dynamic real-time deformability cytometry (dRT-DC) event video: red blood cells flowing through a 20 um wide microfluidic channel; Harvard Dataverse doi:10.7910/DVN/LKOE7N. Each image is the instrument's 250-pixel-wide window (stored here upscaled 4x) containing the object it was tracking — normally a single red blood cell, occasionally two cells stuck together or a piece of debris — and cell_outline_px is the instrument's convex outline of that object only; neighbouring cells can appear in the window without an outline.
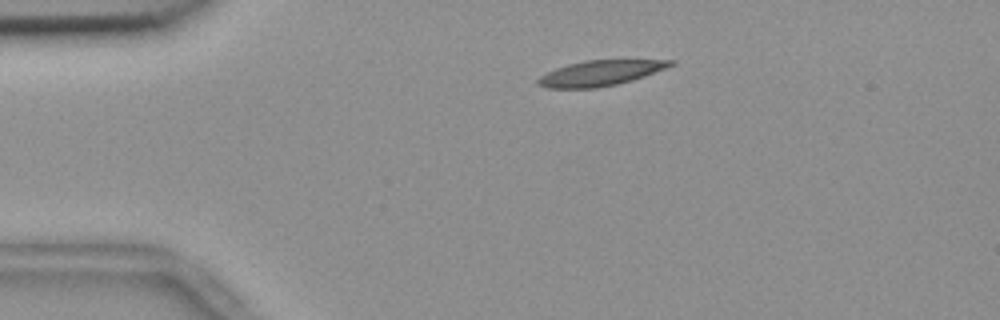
{"species": "common noctule bat (a hibernating species)", "species_latin": "Nyctalus noctula", "temperature_condition": "room temperature", "stored_images_in_passage": 54, "camera_frame_rate_fps": 3000, "um_per_image_px": 0.085, "animal": {"sex": "female", "body_mass_g": 18.4}, "frame": {"image": 1, "passage_image": 10, "time_ms": 3.0, "image_size_px": [1000, 320], "cell_outline_px": [[676, 64], [644, 76], [632, 80], [616, 84], [596, 88], [548, 88], [536, 84], [536, 80], [540, 76], [556, 68], [568, 64], [584, 60], [676, 60]], "centroid_in_image_um": [51.01, 6.21], "position_along_channel_um": 34.0, "area_um2": 19.48}}
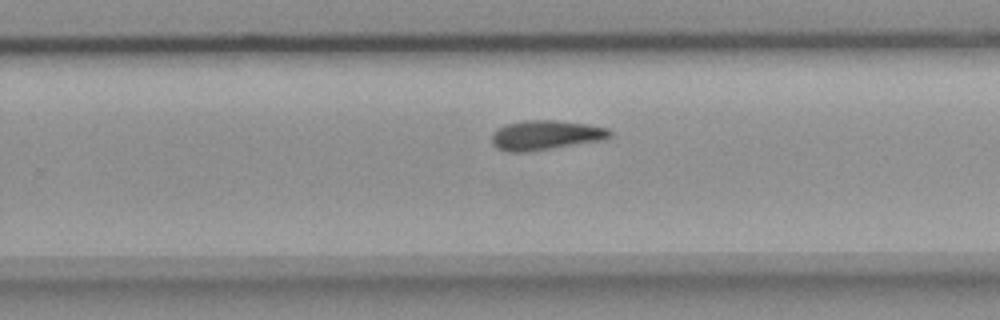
{"frame": {"image": 2, "passage_image": 34, "time_ms": 11.0, "image_size_px": [1000, 320], "cell_outline_px": [[612, 136], [604, 140], [532, 152], [508, 152], [496, 148], [492, 144], [492, 132], [496, 128], [504, 124], [524, 120], [556, 120], [588, 124], [608, 128], [612, 132]], "centroid_in_image_um": [46.37, 11.49], "position_along_channel_um": 283.4, "area_um2": 20.92}}
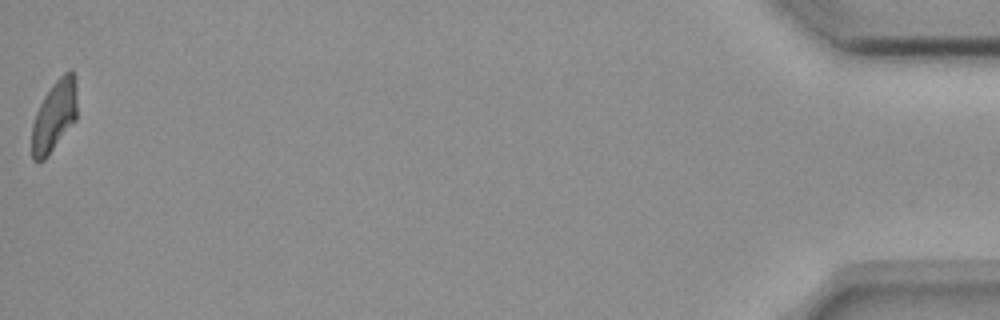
{"frame": {"image": 3, "passage_image": 54, "time_ms": 17.667, "image_size_px": [1000, 320], "cell_outline_px": [[76, 120], [48, 156], [44, 160], [32, 160], [32, 124], [36, 112], [44, 96], [52, 84], [64, 72], [72, 68], [76, 76]], "centroid_in_image_um": [4.63, 9.82], "position_along_channel_um": 430.6, "area_um2": 18.84}, "authors_computed_cell_mechanics": {"area_um2": 19.8254, "velocity_mm_per_s": 3.6571, "shape_relaxation_time_tau1_ms": null, "shape_relaxation_time_tau2_ms": 9.9648, "deformation_change_tau1": null, "deformation_change_tau2": 0.2051}}